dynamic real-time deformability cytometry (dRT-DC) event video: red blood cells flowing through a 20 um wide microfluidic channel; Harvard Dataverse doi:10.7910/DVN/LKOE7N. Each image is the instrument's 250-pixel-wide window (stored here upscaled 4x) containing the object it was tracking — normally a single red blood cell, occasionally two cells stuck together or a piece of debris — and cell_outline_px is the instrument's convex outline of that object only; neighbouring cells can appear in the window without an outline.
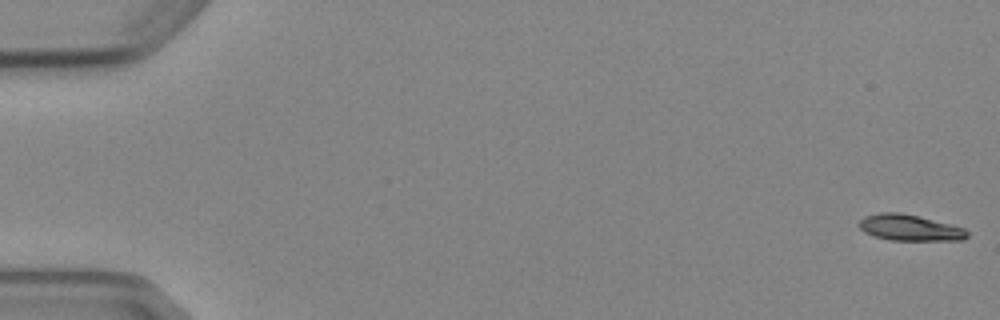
{"species": "Egyptian fruit bat (a non-hibernating species)", "species_latin": "Rousettus aegyptiacus", "temperature_condition": "cold", "stored_images_in_passage": 6, "camera_frame_rate_fps": 3000, "um_per_image_px": 0.085, "animal": {"sex": "female"}, "frame": {"image": 1, "passage_image": 1, "time_ms": 0.0, "image_size_px": [1000, 320], "cell_outline_px": [[968, 236], [964, 240], [892, 240], [876, 236], [864, 232], [856, 224], [864, 216], [880, 212], [900, 212], [920, 216], [964, 228], [968, 232]], "centroid_in_image_um": [77.31, 19.34], "position_along_channel_um": 7.7, "area_um2": 16.47}}